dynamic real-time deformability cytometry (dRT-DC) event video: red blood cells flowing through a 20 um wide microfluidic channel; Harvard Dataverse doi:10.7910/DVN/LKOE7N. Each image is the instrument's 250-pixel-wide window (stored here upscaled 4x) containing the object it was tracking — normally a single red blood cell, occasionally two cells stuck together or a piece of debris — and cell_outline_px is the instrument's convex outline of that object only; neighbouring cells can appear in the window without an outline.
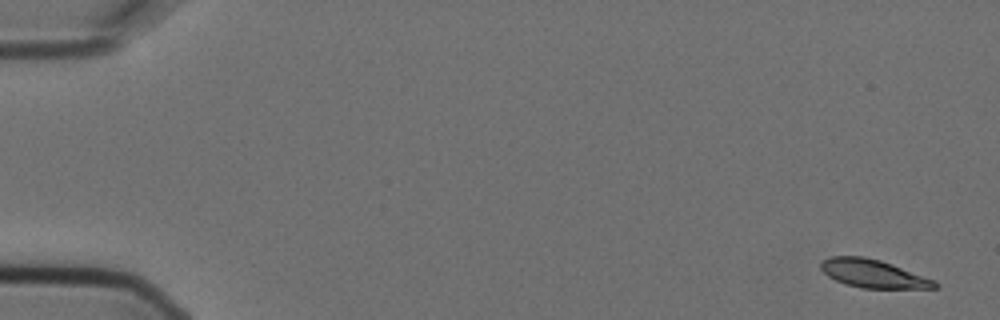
{"species": "Egyptian fruit bat (a non-hibernating species)", "species_latin": "Rousettus aegyptiacus", "temperature_condition": "cold", "stored_images_in_passage": 9, "camera_frame_rate_fps": 3000, "um_per_image_px": 0.085, "animal": {"sex": "female"}, "frame": {"image": 1, "passage_image": 1, "time_ms": 0.0, "image_size_px": [1000, 320], "cell_outline_px": [[940, 288], [860, 288], [844, 284], [828, 276], [820, 268], [820, 260], [828, 256], [864, 256], [880, 260], [892, 264], [936, 280], [940, 284]], "centroid_in_image_um": [74.22, 23.25], "position_along_channel_um": 10.8, "area_um2": 18.96}}
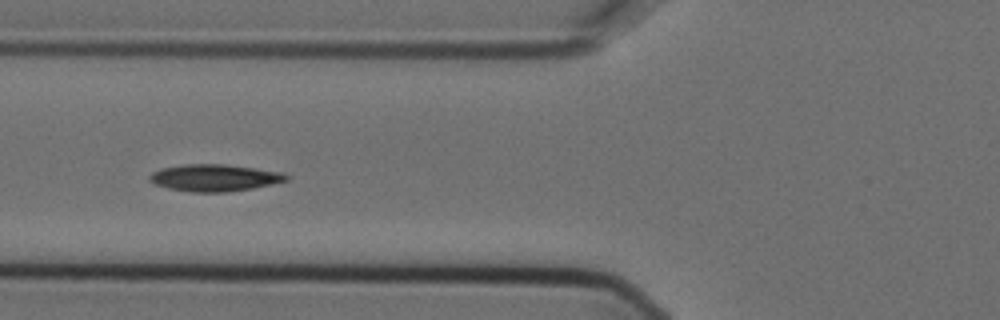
{"frame": {"image": 2, "passage_image": 6, "time_ms": 1.667, "image_size_px": [1000, 320], "cell_outline_px": [[292, 176], [288, 180], [272, 184], [252, 188], [228, 192], [192, 192], [168, 188], [156, 184], [148, 180], [148, 176], [152, 172], [160, 168], [184, 164], [228, 164], [280, 172]], "centroid_in_image_um": [18.23, 15.1], "position_along_channel_um": 107.6, "area_um2": 21.56}}
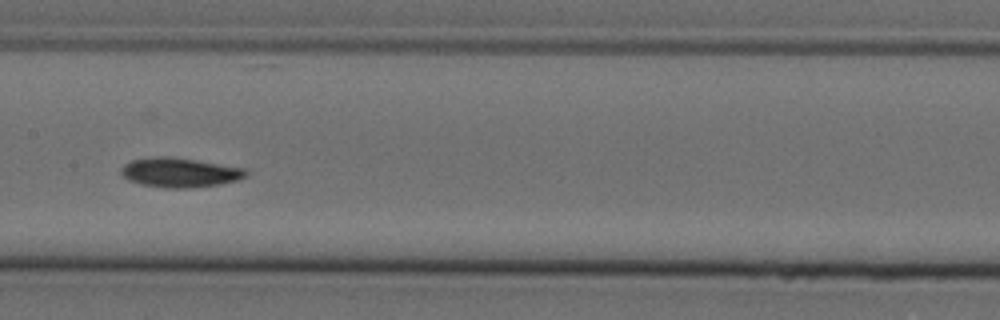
{"frame": {"image": 3, "passage_image": 8, "time_ms": 2.333, "image_size_px": [1000, 320], "cell_outline_px": [[248, 172], [244, 176], [236, 180], [220, 184], [184, 188], [164, 188], [140, 184], [128, 180], [120, 172], [120, 168], [124, 164], [132, 160], [152, 156], [172, 156], [248, 168]], "centroid_in_image_um": [15.26, 14.64], "position_along_channel_um": 192.1, "area_um2": 21.62}}